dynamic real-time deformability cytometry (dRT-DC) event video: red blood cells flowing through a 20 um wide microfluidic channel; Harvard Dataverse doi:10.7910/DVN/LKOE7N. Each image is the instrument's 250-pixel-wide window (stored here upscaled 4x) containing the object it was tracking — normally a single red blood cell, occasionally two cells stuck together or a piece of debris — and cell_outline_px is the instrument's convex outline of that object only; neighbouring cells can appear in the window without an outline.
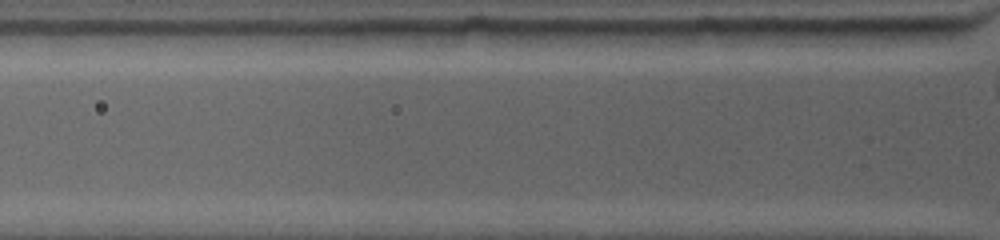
{"species": "common noctule bat (a hibernating species)", "species_latin": "Nyctalus noctula", "temperature_condition": "warm", "stored_images_in_passage": 2, "camera_frame_rate_fps": 4500, "um_per_image_px": 0.085, "animal": {"sex": "female", "body_mass_g": 19.0, "forearm_length_mm": 53.3}, "frame": {"image": 1, "passage_image": 2, "time_ms": 0.222, "image_size_px": [1000, 240], "cell_outline_px": [[800, 44], [684, 48], [688, 32], [696, 28], [800, 28]], "centroid_in_image_um": [63.03, 3.16], "position_along_channel_um": 62.8, "area_um2": 14.62}}